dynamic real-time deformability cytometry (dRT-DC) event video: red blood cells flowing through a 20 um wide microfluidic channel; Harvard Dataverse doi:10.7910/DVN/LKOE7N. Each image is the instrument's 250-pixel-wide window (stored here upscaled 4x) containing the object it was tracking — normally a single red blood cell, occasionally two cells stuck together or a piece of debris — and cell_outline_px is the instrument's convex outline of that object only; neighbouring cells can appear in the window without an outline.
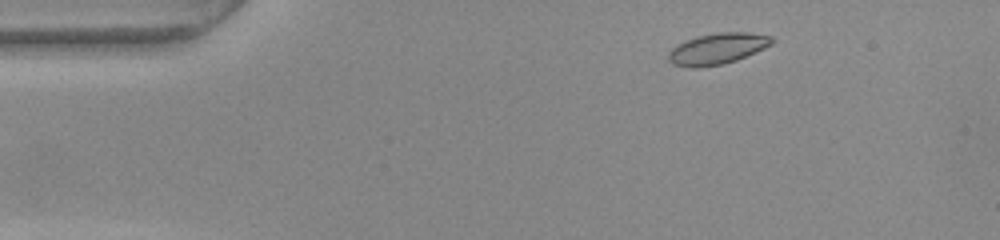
{"species": "common noctule bat (a hibernating species)", "species_latin": "Nyctalus noctula", "temperature_condition": "warm", "stored_images_in_passage": 11, "camera_frame_rate_fps": 3000, "um_per_image_px": 0.085, "animal": {"sex": "female", "body_mass_g": 22.0, "forearm_length_mm": 56.7}, "frame": {"image": 1, "passage_image": 4, "time_ms": 1.0, "image_size_px": [1000, 240], "cell_outline_px": [[776, 40], [772, 44], [764, 48], [736, 60], [724, 64], [696, 68], [688, 68], [672, 64], [668, 60], [668, 52], [672, 48], [696, 36], [716, 32], [748, 32], [772, 36]], "centroid_in_image_um": [60.98, 4.14], "position_along_channel_um": 24.0, "area_um2": 18.84}}